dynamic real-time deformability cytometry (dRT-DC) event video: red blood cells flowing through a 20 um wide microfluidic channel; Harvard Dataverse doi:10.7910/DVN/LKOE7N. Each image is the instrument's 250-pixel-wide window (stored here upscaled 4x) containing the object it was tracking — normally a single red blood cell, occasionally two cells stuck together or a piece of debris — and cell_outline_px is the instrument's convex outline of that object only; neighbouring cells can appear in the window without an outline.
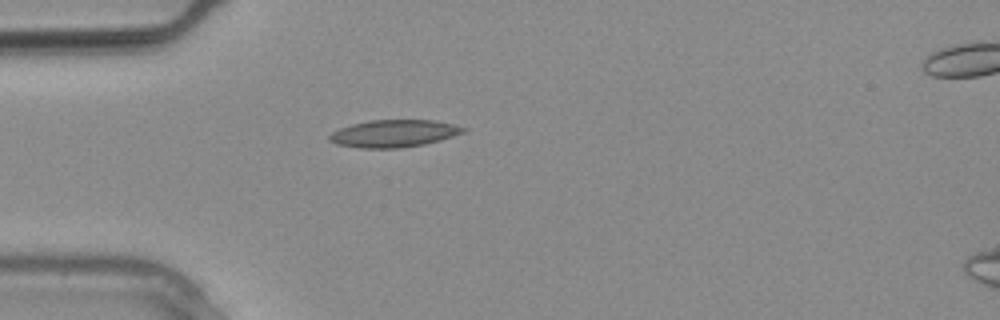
{"species": "common noctule bat (a hibernating species)", "species_latin": "Nyctalus noctula", "temperature_condition": "warm", "stored_images_in_passage": 5, "camera_frame_rate_fps": 3000, "um_per_image_px": 0.085, "animal": {"sex": "male", "body_mass_g": 20.4}, "frame": {"image": 1, "passage_image": 1, "time_ms": 0.0, "image_size_px": [1000, 320], "cell_outline_px": [[468, 128], [464, 132], [440, 140], [424, 144], [400, 148], [360, 148], [336, 144], [328, 140], [328, 136], [332, 132], [340, 128], [352, 124], [372, 120], [432, 120], [452, 124]], "centroid_in_image_um": [33.45, 11.35], "position_along_channel_um": 51.5, "area_um2": 21.21}}
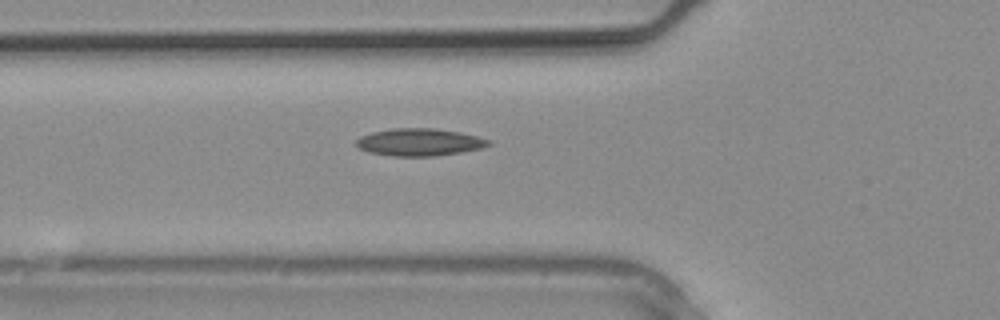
{"frame": {"image": 2, "passage_image": 3, "time_ms": 0.667, "image_size_px": [1000, 320], "cell_outline_px": [[492, 144], [480, 148], [460, 152], [436, 156], [392, 156], [368, 152], [360, 148], [356, 144], [356, 140], [360, 136], [372, 132], [392, 128], [432, 128], [460, 132], [492, 140]], "centroid_in_image_um": [35.65, 12.08], "position_along_channel_um": 90.2, "area_um2": 21.1}}